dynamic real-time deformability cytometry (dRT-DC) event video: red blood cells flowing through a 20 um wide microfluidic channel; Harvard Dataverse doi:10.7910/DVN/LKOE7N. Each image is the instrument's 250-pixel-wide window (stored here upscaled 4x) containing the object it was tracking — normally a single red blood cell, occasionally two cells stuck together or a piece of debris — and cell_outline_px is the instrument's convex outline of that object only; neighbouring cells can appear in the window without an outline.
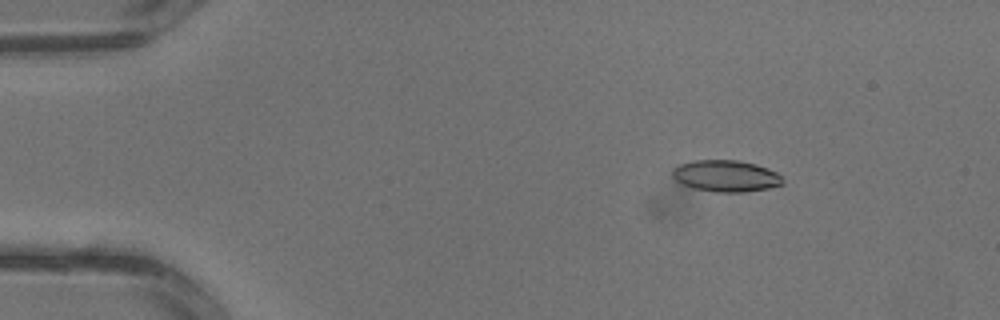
{"species": "common noctule bat (a hibernating species)", "species_latin": "Nyctalus noctula", "temperature_condition": "warm", "stored_images_in_passage": 3, "camera_frame_rate_fps": 3000, "um_per_image_px": 0.085, "animal": {"sex": "male", "body_mass_g": 13.3}, "frame": {"image": 1, "passage_image": 2, "time_ms": 0.333, "image_size_px": [1000, 320], "cell_outline_px": [[784, 184], [768, 188], [744, 192], [716, 192], [692, 188], [676, 180], [672, 176], [672, 168], [680, 164], [692, 160], [736, 160], [756, 164], [768, 168], [776, 172], [784, 180]], "centroid_in_image_um": [61.7, 14.95], "position_along_channel_um": 23.3, "area_um2": 20.35}}